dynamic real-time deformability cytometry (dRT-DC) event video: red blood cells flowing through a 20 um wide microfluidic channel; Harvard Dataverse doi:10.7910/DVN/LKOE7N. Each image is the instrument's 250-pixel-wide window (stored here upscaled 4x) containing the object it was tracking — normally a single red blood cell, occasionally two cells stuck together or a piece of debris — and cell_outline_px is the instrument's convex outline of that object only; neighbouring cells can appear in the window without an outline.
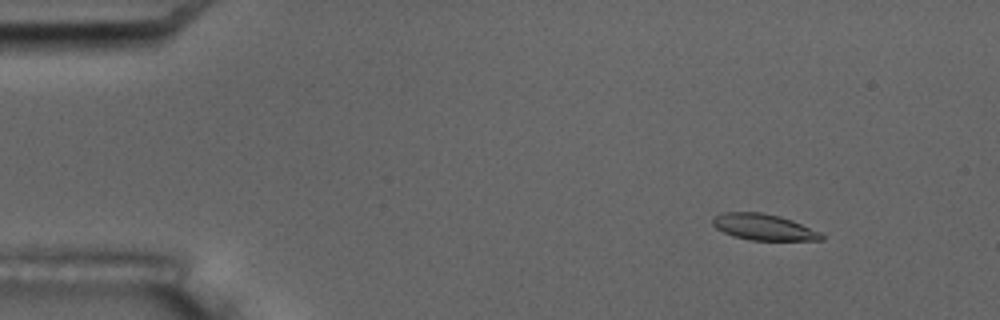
{"species": "common noctule bat (a hibernating species)", "species_latin": "Nyctalus noctula", "temperature_condition": "room temperature", "stored_images_in_passage": 6, "camera_frame_rate_fps": 3000, "um_per_image_px": 0.085, "animal": {"sex": "male", "body_mass_g": 17.5, "forearm_length_mm": 52.3}, "frame": {"image": 1, "passage_image": 3, "time_ms": 2.333, "image_size_px": [1000, 320], "cell_outline_px": [[824, 240], [752, 240], [732, 236], [716, 228], [712, 224], [712, 220], [716, 216], [724, 212], [760, 212], [780, 216], [792, 220], [820, 232], [824, 236]], "centroid_in_image_um": [64.91, 19.3], "position_along_channel_um": 20.1, "area_um2": 16.47}}
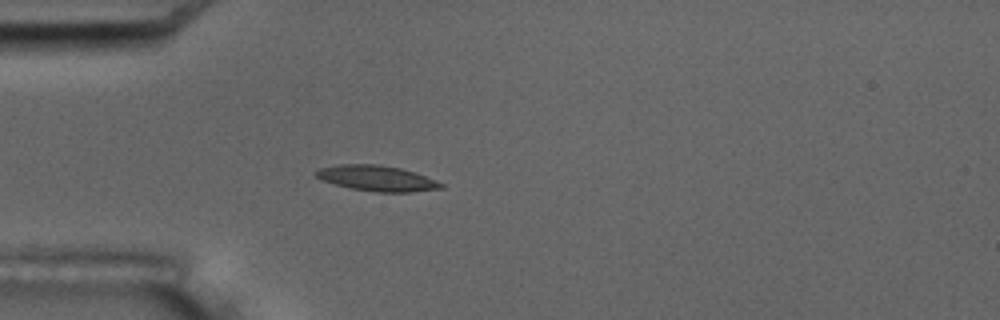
{"frame": {"image": 2, "passage_image": 5, "time_ms": 5.667, "image_size_px": [1000, 320], "cell_outline_px": [[444, 188], [412, 192], [376, 192], [348, 188], [320, 180], [316, 176], [316, 172], [320, 168], [340, 164], [376, 164], [400, 168], [424, 176], [444, 184]], "centroid_in_image_um": [32.01, 15.16], "position_along_channel_um": 53.0, "area_um2": 18.5}}